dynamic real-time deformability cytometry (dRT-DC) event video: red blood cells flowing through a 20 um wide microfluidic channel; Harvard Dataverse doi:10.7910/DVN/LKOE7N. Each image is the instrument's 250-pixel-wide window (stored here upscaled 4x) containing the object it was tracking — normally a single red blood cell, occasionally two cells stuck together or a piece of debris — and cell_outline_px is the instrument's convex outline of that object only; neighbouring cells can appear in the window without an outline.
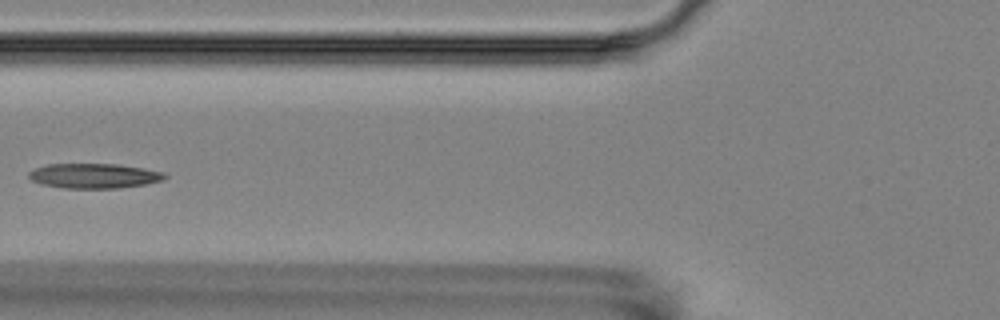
{"species": "Egyptian fruit bat (a non-hibernating species)", "species_latin": "Rousettus aegyptiacus", "temperature_condition": "room temperature", "stored_images_in_passage": 6, "camera_frame_rate_fps": 3000, "um_per_image_px": 0.085, "animal": {"sex": "female"}, "frame": {"image": 1, "passage_image": 6, "time_ms": 6.667, "image_size_px": [1000, 320], "cell_outline_px": [[168, 176], [164, 180], [144, 184], [120, 188], [64, 188], [40, 184], [32, 180], [28, 176], [28, 172], [36, 168], [48, 164], [116, 164], [164, 172]], "centroid_in_image_um": [7.98, 14.95], "position_along_channel_um": 117.8, "area_um2": 19.59}}